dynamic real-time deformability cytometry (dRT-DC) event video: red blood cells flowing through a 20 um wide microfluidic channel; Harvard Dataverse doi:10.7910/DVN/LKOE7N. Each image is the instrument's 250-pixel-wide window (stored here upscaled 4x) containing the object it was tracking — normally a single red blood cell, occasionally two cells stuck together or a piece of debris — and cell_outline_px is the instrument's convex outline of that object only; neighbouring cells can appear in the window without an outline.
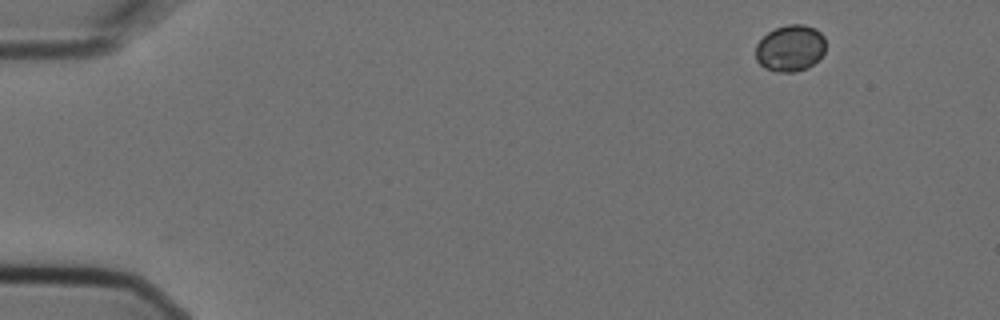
{"species": "Egyptian fruit bat (a non-hibernating species)", "species_latin": "Rousettus aegyptiacus", "temperature_condition": "cold", "stored_images_in_passage": 2, "camera_frame_rate_fps": 3000, "um_per_image_px": 0.085, "animal": {"sex": "female"}, "frame": {"image": 1, "passage_image": 2, "time_ms": 0.333, "image_size_px": [1000, 320], "cell_outline_px": [[824, 52], [808, 68], [796, 72], [776, 72], [764, 68], [756, 60], [756, 44], [768, 32], [776, 28], [788, 24], [804, 24], [816, 28], [824, 36]], "centroid_in_image_um": [67.16, 4.1], "position_along_channel_um": 17.8, "area_um2": 19.02}}